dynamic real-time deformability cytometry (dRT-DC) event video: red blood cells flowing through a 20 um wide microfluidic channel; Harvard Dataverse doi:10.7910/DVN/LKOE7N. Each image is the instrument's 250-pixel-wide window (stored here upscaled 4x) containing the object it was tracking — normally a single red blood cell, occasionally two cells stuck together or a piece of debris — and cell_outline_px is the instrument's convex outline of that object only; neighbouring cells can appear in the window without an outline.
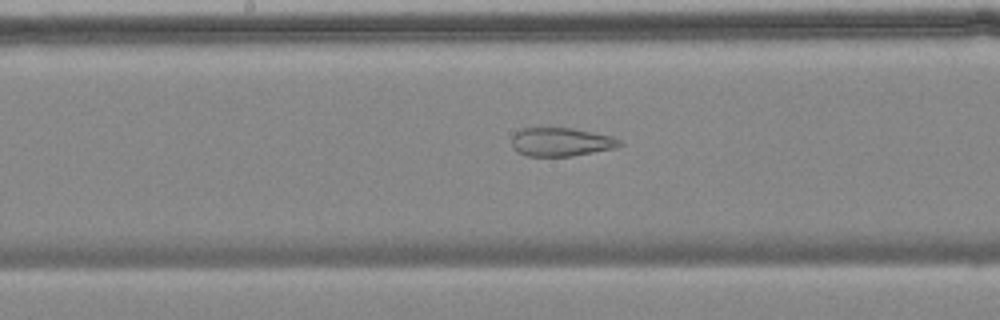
{"species": "common noctule bat (a hibernating species)", "species_latin": "Nyctalus noctula", "temperature_condition": "cold", "stored_images_in_passage": 57, "segment_of_instrument_passage": [2, 2], "camera_frame_rate_fps": 3000, "um_per_image_px": 0.085, "animal": {"sex": "female", "body_mass_g": 18.4}, "frame": {"image": 1, "passage_image": 29, "time_ms": 9.333, "image_size_px": [1000, 320], "cell_outline_px": [[624, 144], [616, 148], [572, 156], [528, 156], [516, 152], [512, 148], [512, 136], [520, 128], [572, 128], [612, 136], [620, 140]], "centroid_in_image_um": [47.68, 12.07], "position_along_channel_um": 200.5, "area_um2": 18.09}}
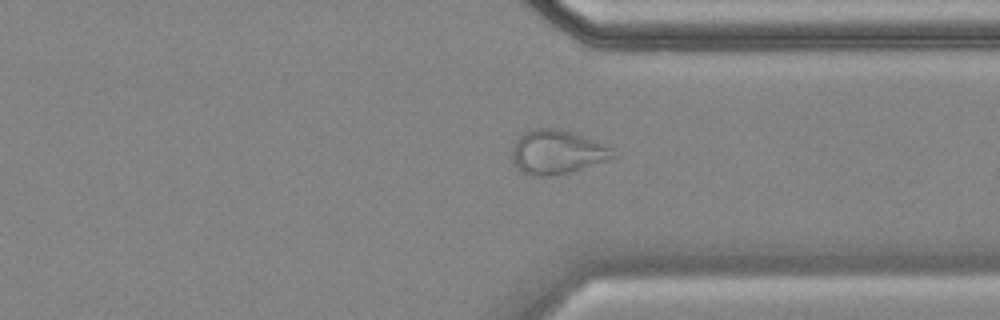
{"frame": {"image": 2, "passage_image": 43, "time_ms": 14.0, "image_size_px": [1000, 320], "cell_outline_px": [[620, 156], [608, 160], [568, 172], [548, 176], [532, 176], [524, 172], [512, 160], [512, 148], [516, 140], [524, 132], [536, 128], [560, 128], [584, 136], [612, 148]], "centroid_in_image_um": [47.37, 12.91], "position_along_channel_um": 364.0, "area_um2": 25.72}}
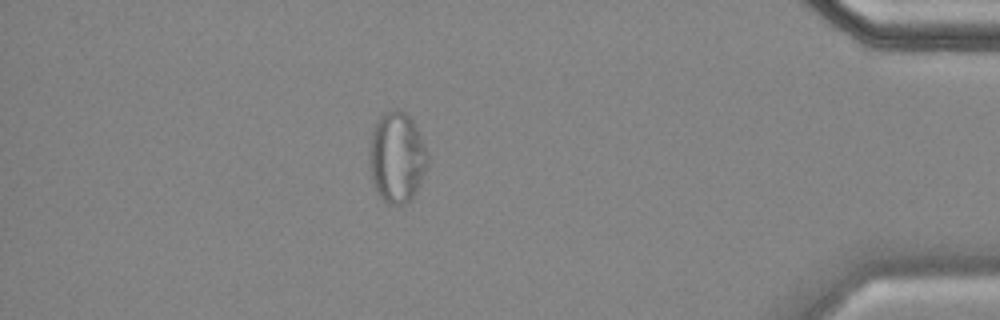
{"frame": {"image": 3, "passage_image": 50, "time_ms": 16.333, "image_size_px": [1000, 320], "cell_outline_px": [[428, 168], [416, 192], [404, 204], [388, 204], [380, 196], [372, 180], [368, 152], [372, 132], [380, 116], [396, 108], [404, 112], [412, 120], [428, 152]], "centroid_in_image_um": [33.74, 13.38], "position_along_channel_um": 401.5, "area_um2": 30.58}}